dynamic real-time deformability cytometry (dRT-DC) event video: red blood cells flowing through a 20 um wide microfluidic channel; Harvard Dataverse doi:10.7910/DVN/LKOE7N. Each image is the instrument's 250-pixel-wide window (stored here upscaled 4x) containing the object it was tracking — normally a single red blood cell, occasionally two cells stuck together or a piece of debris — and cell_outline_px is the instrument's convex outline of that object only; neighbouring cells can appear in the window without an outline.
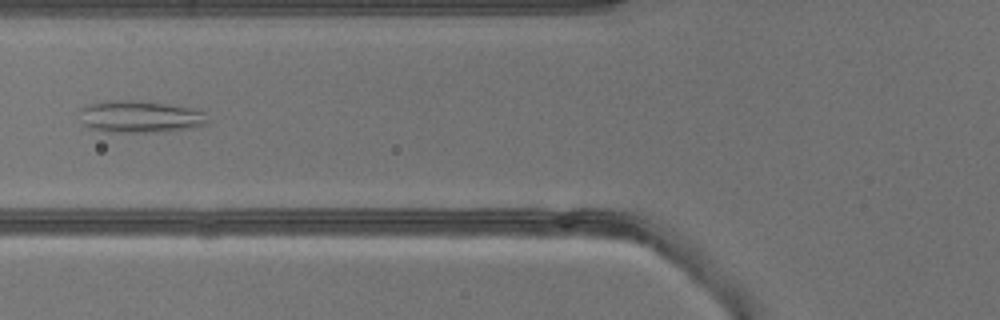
{"species": "common noctule bat (a hibernating species)", "species_latin": "Nyctalus noctula", "temperature_condition": "warm", "stored_images_in_passage": 40, "camera_frame_rate_fps": 3000, "um_per_image_px": 0.085, "animal": {"sex": "male", "body_mass_g": 13.3}, "frame": {"image": 1, "passage_image": 16, "time_ms": 5.0, "image_size_px": [1000, 320], "cell_outline_px": [[212, 120], [208, 124], [192, 128], [168, 132], [108, 132], [92, 128], [84, 124], [80, 108], [88, 104], [108, 100], [140, 100], [192, 108], [204, 112]], "centroid_in_image_um": [12.0, 9.92], "position_along_channel_um": 113.8, "area_um2": 24.22}}
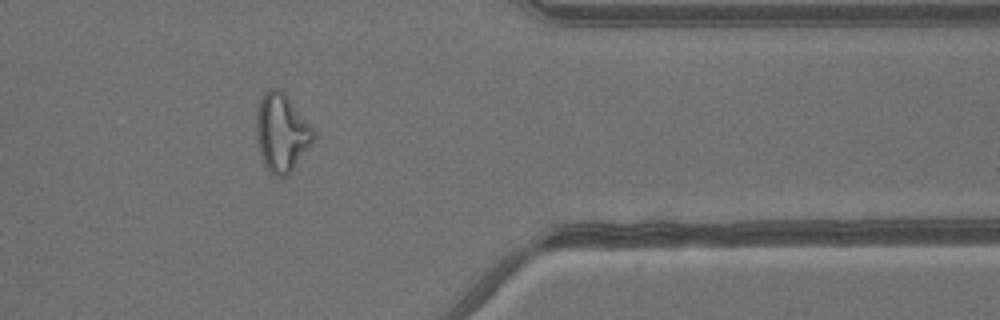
{"frame": {"image": 2, "passage_image": 33, "time_ms": 10.667, "image_size_px": [1000, 320], "cell_outline_px": [[316, 136], [288, 176], [276, 176], [264, 164], [260, 152], [256, 132], [256, 116], [260, 100], [264, 92], [268, 88], [280, 88], [284, 92], [316, 132]], "centroid_in_image_um": [23.94, 11.24], "position_along_channel_um": 387.5, "area_um2": 25.61}}
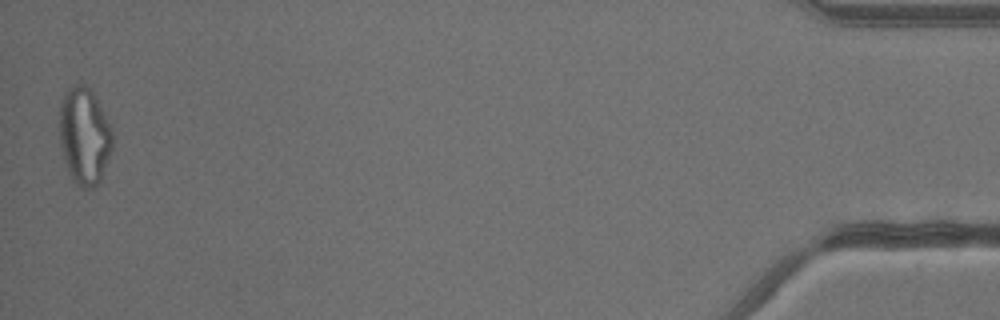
{"frame": {"image": 3, "passage_image": 40, "time_ms": 13.0, "image_size_px": [1000, 320], "cell_outline_px": [[112, 148], [100, 180], [92, 188], [84, 188], [76, 184], [72, 180], [68, 172], [64, 160], [60, 144], [60, 104], [68, 88], [76, 84], [84, 84], [92, 92], [112, 128]], "centroid_in_image_um": [7.16, 11.57], "position_along_channel_um": 428.0, "area_um2": 29.65}}